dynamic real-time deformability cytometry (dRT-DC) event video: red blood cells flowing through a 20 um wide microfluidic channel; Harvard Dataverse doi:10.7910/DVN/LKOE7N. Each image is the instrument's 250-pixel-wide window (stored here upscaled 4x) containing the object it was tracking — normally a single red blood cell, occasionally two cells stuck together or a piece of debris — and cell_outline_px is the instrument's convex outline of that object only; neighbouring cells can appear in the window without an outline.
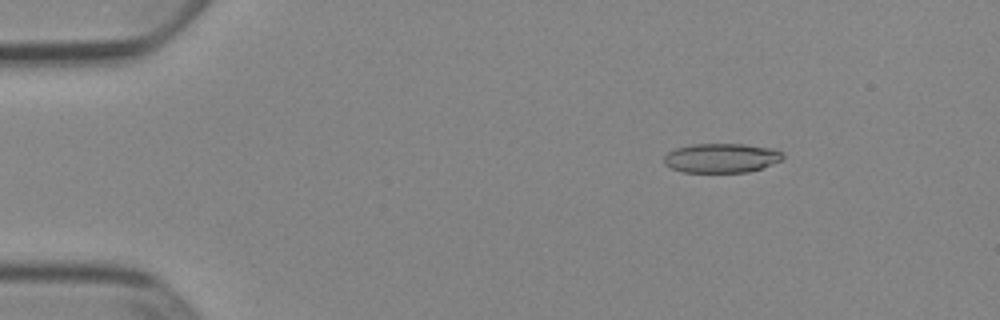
{"species": "Egyptian fruit bat (a non-hibernating species)", "species_latin": "Rousettus aegyptiacus", "temperature_condition": "cold", "stored_images_in_passage": 47, "camera_frame_rate_fps": 3000, "um_per_image_px": 0.085, "animal": {"sex": "female"}, "frame": {"image": 1, "passage_image": 3, "time_ms": 0.667, "image_size_px": [1000, 320], "cell_outline_px": [[784, 156], [780, 160], [772, 164], [748, 172], [684, 172], [672, 168], [664, 164], [664, 156], [668, 152], [676, 148], [692, 144], [744, 144], [772, 148], [784, 152]], "centroid_in_image_um": [61.32, 13.42], "position_along_channel_um": 23.7, "area_um2": 20.29}}
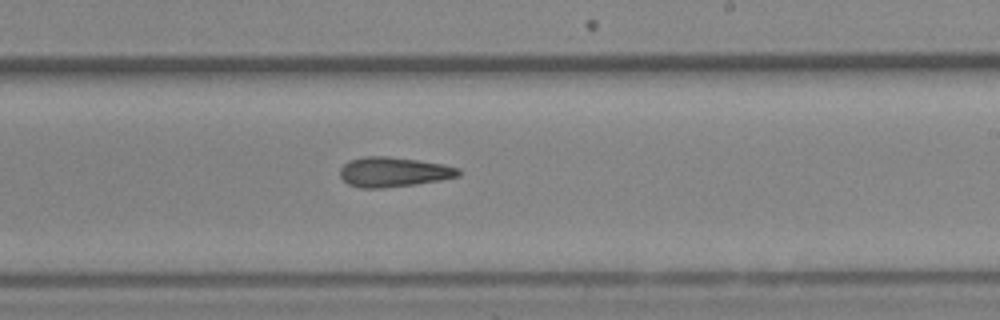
{"frame": {"image": 2, "passage_image": 27, "time_ms": 8.667, "image_size_px": [1000, 320], "cell_outline_px": [[460, 176], [440, 180], [416, 184], [384, 188], [360, 188], [348, 184], [340, 176], [340, 168], [348, 160], [364, 156], [388, 156], [444, 164], [460, 168]], "centroid_in_image_um": [33.44, 14.62], "position_along_channel_um": 255.6, "area_um2": 20.69}}
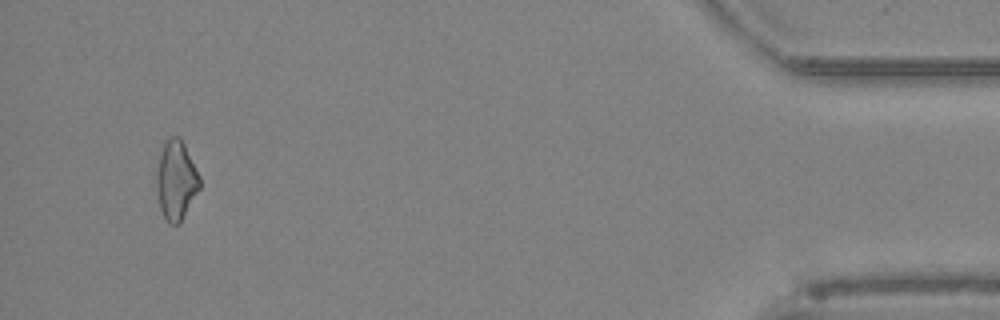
{"frame": {"image": 3, "passage_image": 45, "time_ms": 14.667, "image_size_px": [1000, 320], "cell_outline_px": [[200, 188], [180, 224], [168, 224], [160, 208], [156, 188], [156, 172], [160, 152], [164, 140], [172, 136], [180, 136], [200, 176]], "centroid_in_image_um": [14.96, 15.31], "position_along_channel_um": 420.2, "area_um2": 20.11}, "authors_computed_cell_mechanics": {"area_um2": 20.3456, "velocity_mm_per_s": 3.9085, "shape_relaxation_time_tau1_ms": null, "shape_relaxation_time_tau2_ms": 4.7204, "deformation_change_tau1": null, "deformation_change_tau2": 0.157}}